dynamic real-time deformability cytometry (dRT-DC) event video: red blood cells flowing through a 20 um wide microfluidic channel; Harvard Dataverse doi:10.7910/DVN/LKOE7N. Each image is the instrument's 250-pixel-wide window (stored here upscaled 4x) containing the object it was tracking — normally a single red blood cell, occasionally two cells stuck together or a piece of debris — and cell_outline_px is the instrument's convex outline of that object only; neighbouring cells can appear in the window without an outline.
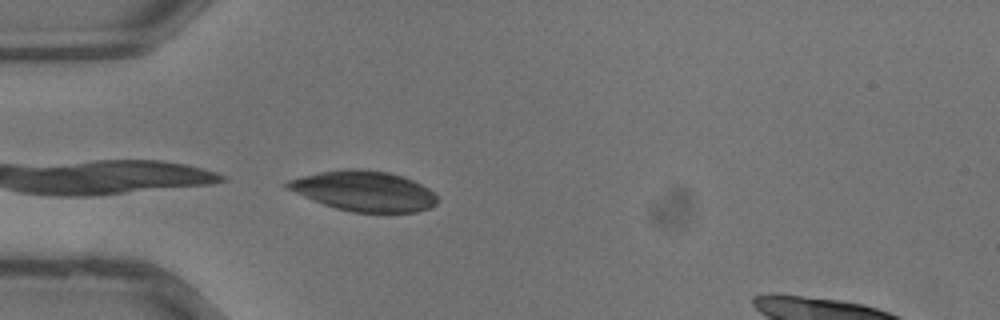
{"species": "common noctule bat (a hibernating species)", "species_latin": "Nyctalus noctula", "temperature_condition": "warm", "stored_images_in_passage": 10, "camera_frame_rate_fps": 3000, "um_per_image_px": 0.085, "animal": {"sex": "male", "body_mass_g": 13.3}, "frame": {"image": 1, "passage_image": 10, "time_ms": 3.0, "image_size_px": [1000, 320], "cell_outline_px": [[440, 200], [432, 208], [416, 212], [352, 212], [336, 208], [324, 204], [284, 188], [280, 184], [288, 180], [320, 172], [344, 168], [360, 168], [388, 172], [404, 176], [428, 188]], "centroid_in_image_um": [30.94, 16.23], "position_along_channel_um": 54.1, "area_um2": 35.26}}